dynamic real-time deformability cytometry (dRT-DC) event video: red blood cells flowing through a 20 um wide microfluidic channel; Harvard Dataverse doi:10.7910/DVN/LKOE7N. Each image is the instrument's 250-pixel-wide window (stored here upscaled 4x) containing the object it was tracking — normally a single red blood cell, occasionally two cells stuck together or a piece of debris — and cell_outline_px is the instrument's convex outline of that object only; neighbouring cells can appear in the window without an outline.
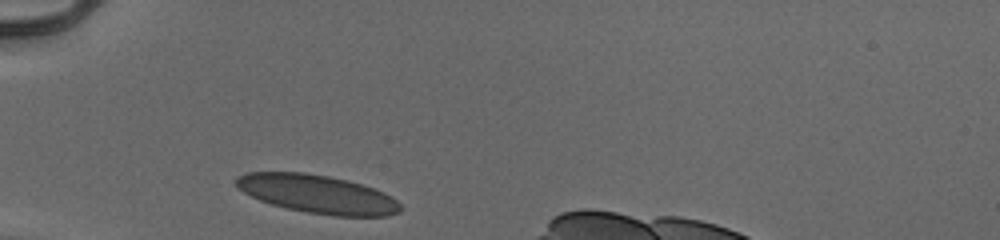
{"species": "human", "species_latin": "Homo sapiens", "temperature_condition": "cold", "stored_images_in_passage": 28, "camera_frame_rate_fps": 3000, "um_per_image_px": 0.085, "donor": {"sex": "male"}, "frame": {"image": 1, "passage_image": 1, "time_ms": 0.0, "image_size_px": [1000, 240], "cell_outline_px": [[400, 212], [388, 216], [336, 216], [308, 212], [288, 208], [272, 204], [260, 200], [236, 188], [236, 176], [244, 172], [304, 172], [328, 176], [348, 180], [384, 192], [392, 196], [400, 204]], "centroid_in_image_um": [26.97, 16.49], "position_along_channel_um": 58.0, "area_um2": 36.65}}
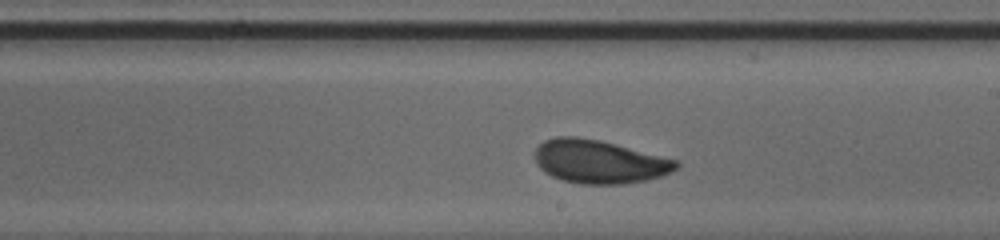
{"frame": {"image": 2, "passage_image": 16, "time_ms": 5.0, "image_size_px": [1000, 240], "cell_outline_px": [[680, 164], [672, 172], [648, 180], [624, 184], [580, 184], [564, 180], [552, 176], [544, 172], [536, 164], [536, 148], [544, 140], [556, 136], [576, 136], [600, 140], [676, 160]], "centroid_in_image_um": [50.91, 13.74], "position_along_channel_um": 238.1, "area_um2": 35.6}}
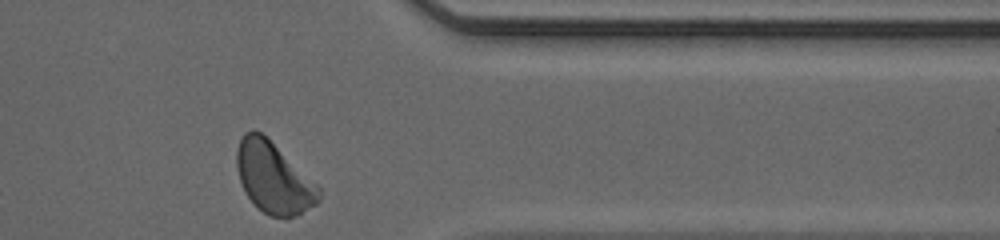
{"frame": {"image": 3, "passage_image": 28, "time_ms": 9.0, "image_size_px": [1000, 240], "cell_outline_px": [[320, 200], [316, 204], [292, 216], [268, 216], [244, 192], [240, 180], [236, 164], [236, 148], [244, 132], [252, 128], [260, 132], [320, 184]], "centroid_in_image_um": [23.26, 15.07], "position_along_channel_um": 388.1, "area_um2": 33.81}, "authors_computed_cell_mechanics": {"area_um2": 35.2002, "velocity_mm_per_s": 3.9117, "shape_relaxation_time_tau1_ms": 3.1993, "shape_relaxation_time_tau2_ms": 1.2009, "deformation_change_tau1": 0.1177, "deformation_change_tau2": 0.0479}}